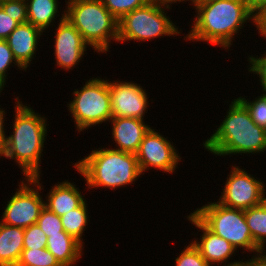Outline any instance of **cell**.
Segmentation results:
<instances>
[{
	"mask_svg": "<svg viewBox=\"0 0 266 266\" xmlns=\"http://www.w3.org/2000/svg\"><path fill=\"white\" fill-rule=\"evenodd\" d=\"M192 7L197 16H194L191 31L184 37L190 42L205 41L230 49L232 40L245 23L252 20L256 25V15L246 0H199Z\"/></svg>",
	"mask_w": 266,
	"mask_h": 266,
	"instance_id": "obj_1",
	"label": "cell"
},
{
	"mask_svg": "<svg viewBox=\"0 0 266 266\" xmlns=\"http://www.w3.org/2000/svg\"><path fill=\"white\" fill-rule=\"evenodd\" d=\"M13 132L6 136L0 157L12 159L25 178L41 175V156L47 136V118L15 97Z\"/></svg>",
	"mask_w": 266,
	"mask_h": 266,
	"instance_id": "obj_2",
	"label": "cell"
},
{
	"mask_svg": "<svg viewBox=\"0 0 266 266\" xmlns=\"http://www.w3.org/2000/svg\"><path fill=\"white\" fill-rule=\"evenodd\" d=\"M221 125L203 142V147L217 156L259 154L266 151V130L250 117L246 107L233 99Z\"/></svg>",
	"mask_w": 266,
	"mask_h": 266,
	"instance_id": "obj_3",
	"label": "cell"
},
{
	"mask_svg": "<svg viewBox=\"0 0 266 266\" xmlns=\"http://www.w3.org/2000/svg\"><path fill=\"white\" fill-rule=\"evenodd\" d=\"M73 165L90 189L115 190L132 185L142 175L136 154L113 148H96Z\"/></svg>",
	"mask_w": 266,
	"mask_h": 266,
	"instance_id": "obj_4",
	"label": "cell"
},
{
	"mask_svg": "<svg viewBox=\"0 0 266 266\" xmlns=\"http://www.w3.org/2000/svg\"><path fill=\"white\" fill-rule=\"evenodd\" d=\"M65 18L97 53H107L118 42V20L101 0H66Z\"/></svg>",
	"mask_w": 266,
	"mask_h": 266,
	"instance_id": "obj_5",
	"label": "cell"
},
{
	"mask_svg": "<svg viewBox=\"0 0 266 266\" xmlns=\"http://www.w3.org/2000/svg\"><path fill=\"white\" fill-rule=\"evenodd\" d=\"M193 214L213 233L230 242L235 248L254 252L252 258L262 256V250L254 243L244 217V210L230 208L217 202H208Z\"/></svg>",
	"mask_w": 266,
	"mask_h": 266,
	"instance_id": "obj_6",
	"label": "cell"
},
{
	"mask_svg": "<svg viewBox=\"0 0 266 266\" xmlns=\"http://www.w3.org/2000/svg\"><path fill=\"white\" fill-rule=\"evenodd\" d=\"M171 6L150 0L144 6L124 15L118 21V43L138 41L141 43L162 36H178L181 31L165 13Z\"/></svg>",
	"mask_w": 266,
	"mask_h": 266,
	"instance_id": "obj_7",
	"label": "cell"
},
{
	"mask_svg": "<svg viewBox=\"0 0 266 266\" xmlns=\"http://www.w3.org/2000/svg\"><path fill=\"white\" fill-rule=\"evenodd\" d=\"M93 77L82 88L73 91V100L68 103V111L80 133L92 126L107 123L113 117L108 80Z\"/></svg>",
	"mask_w": 266,
	"mask_h": 266,
	"instance_id": "obj_8",
	"label": "cell"
},
{
	"mask_svg": "<svg viewBox=\"0 0 266 266\" xmlns=\"http://www.w3.org/2000/svg\"><path fill=\"white\" fill-rule=\"evenodd\" d=\"M40 176L24 177V180H20L19 188L3 208V215L0 219L2 223L23 229L36 224L40 212L44 208V201L40 195L43 190Z\"/></svg>",
	"mask_w": 266,
	"mask_h": 266,
	"instance_id": "obj_9",
	"label": "cell"
},
{
	"mask_svg": "<svg viewBox=\"0 0 266 266\" xmlns=\"http://www.w3.org/2000/svg\"><path fill=\"white\" fill-rule=\"evenodd\" d=\"M229 176V177H228ZM218 202L224 206L247 210L266 200L265 185L262 180L247 173L239 166H231Z\"/></svg>",
	"mask_w": 266,
	"mask_h": 266,
	"instance_id": "obj_10",
	"label": "cell"
},
{
	"mask_svg": "<svg viewBox=\"0 0 266 266\" xmlns=\"http://www.w3.org/2000/svg\"><path fill=\"white\" fill-rule=\"evenodd\" d=\"M135 154L142 175L151 168L172 174L176 172V167L181 162V157L173 142L152 127L145 134Z\"/></svg>",
	"mask_w": 266,
	"mask_h": 266,
	"instance_id": "obj_11",
	"label": "cell"
},
{
	"mask_svg": "<svg viewBox=\"0 0 266 266\" xmlns=\"http://www.w3.org/2000/svg\"><path fill=\"white\" fill-rule=\"evenodd\" d=\"M113 117H131L144 120L149 100L145 89L134 81H109Z\"/></svg>",
	"mask_w": 266,
	"mask_h": 266,
	"instance_id": "obj_12",
	"label": "cell"
},
{
	"mask_svg": "<svg viewBox=\"0 0 266 266\" xmlns=\"http://www.w3.org/2000/svg\"><path fill=\"white\" fill-rule=\"evenodd\" d=\"M61 15L54 32L53 47L55 51L53 54L56 66L64 71H69L82 61L89 45L79 31L65 18V10Z\"/></svg>",
	"mask_w": 266,
	"mask_h": 266,
	"instance_id": "obj_13",
	"label": "cell"
},
{
	"mask_svg": "<svg viewBox=\"0 0 266 266\" xmlns=\"http://www.w3.org/2000/svg\"><path fill=\"white\" fill-rule=\"evenodd\" d=\"M186 217L193 226L202 230L203 234L200 235V241L194 238L195 240L191 242L210 266L216 264L218 266L221 264H224L222 266H242L245 264L246 259L229 262L230 258L235 256L236 248L224 238L210 231L193 213Z\"/></svg>",
	"mask_w": 266,
	"mask_h": 266,
	"instance_id": "obj_14",
	"label": "cell"
},
{
	"mask_svg": "<svg viewBox=\"0 0 266 266\" xmlns=\"http://www.w3.org/2000/svg\"><path fill=\"white\" fill-rule=\"evenodd\" d=\"M112 138L115 150L136 153L145 136L151 128L145 121L131 117H112Z\"/></svg>",
	"mask_w": 266,
	"mask_h": 266,
	"instance_id": "obj_15",
	"label": "cell"
},
{
	"mask_svg": "<svg viewBox=\"0 0 266 266\" xmlns=\"http://www.w3.org/2000/svg\"><path fill=\"white\" fill-rule=\"evenodd\" d=\"M43 31L30 23L19 24L6 41L18 64L26 71L37 51L38 41Z\"/></svg>",
	"mask_w": 266,
	"mask_h": 266,
	"instance_id": "obj_16",
	"label": "cell"
},
{
	"mask_svg": "<svg viewBox=\"0 0 266 266\" xmlns=\"http://www.w3.org/2000/svg\"><path fill=\"white\" fill-rule=\"evenodd\" d=\"M46 197L44 207L59 217L76 209L86 200L80 189L68 180L53 185Z\"/></svg>",
	"mask_w": 266,
	"mask_h": 266,
	"instance_id": "obj_17",
	"label": "cell"
},
{
	"mask_svg": "<svg viewBox=\"0 0 266 266\" xmlns=\"http://www.w3.org/2000/svg\"><path fill=\"white\" fill-rule=\"evenodd\" d=\"M47 250L62 266H73L83 255V245L65 231L47 237Z\"/></svg>",
	"mask_w": 266,
	"mask_h": 266,
	"instance_id": "obj_18",
	"label": "cell"
},
{
	"mask_svg": "<svg viewBox=\"0 0 266 266\" xmlns=\"http://www.w3.org/2000/svg\"><path fill=\"white\" fill-rule=\"evenodd\" d=\"M24 229L0 221V266H17L22 251Z\"/></svg>",
	"mask_w": 266,
	"mask_h": 266,
	"instance_id": "obj_19",
	"label": "cell"
},
{
	"mask_svg": "<svg viewBox=\"0 0 266 266\" xmlns=\"http://www.w3.org/2000/svg\"><path fill=\"white\" fill-rule=\"evenodd\" d=\"M27 2V22L41 29L43 32L57 18L59 13L58 0H26Z\"/></svg>",
	"mask_w": 266,
	"mask_h": 266,
	"instance_id": "obj_20",
	"label": "cell"
},
{
	"mask_svg": "<svg viewBox=\"0 0 266 266\" xmlns=\"http://www.w3.org/2000/svg\"><path fill=\"white\" fill-rule=\"evenodd\" d=\"M244 217L254 243L262 251H266V200L257 206L244 210Z\"/></svg>",
	"mask_w": 266,
	"mask_h": 266,
	"instance_id": "obj_21",
	"label": "cell"
},
{
	"mask_svg": "<svg viewBox=\"0 0 266 266\" xmlns=\"http://www.w3.org/2000/svg\"><path fill=\"white\" fill-rule=\"evenodd\" d=\"M87 201L85 200L79 207L70 212L65 213L60 217L64 231L69 235L73 236L76 240H78L83 246V235L88 225L89 213Z\"/></svg>",
	"mask_w": 266,
	"mask_h": 266,
	"instance_id": "obj_22",
	"label": "cell"
},
{
	"mask_svg": "<svg viewBox=\"0 0 266 266\" xmlns=\"http://www.w3.org/2000/svg\"><path fill=\"white\" fill-rule=\"evenodd\" d=\"M17 266H62L54 255L47 250L23 249Z\"/></svg>",
	"mask_w": 266,
	"mask_h": 266,
	"instance_id": "obj_23",
	"label": "cell"
},
{
	"mask_svg": "<svg viewBox=\"0 0 266 266\" xmlns=\"http://www.w3.org/2000/svg\"><path fill=\"white\" fill-rule=\"evenodd\" d=\"M257 97L252 101L246 99L245 96H240L237 99L246 107L251 119L266 130V92Z\"/></svg>",
	"mask_w": 266,
	"mask_h": 266,
	"instance_id": "obj_24",
	"label": "cell"
},
{
	"mask_svg": "<svg viewBox=\"0 0 266 266\" xmlns=\"http://www.w3.org/2000/svg\"><path fill=\"white\" fill-rule=\"evenodd\" d=\"M107 10L119 21L124 15L144 6L150 0H101Z\"/></svg>",
	"mask_w": 266,
	"mask_h": 266,
	"instance_id": "obj_25",
	"label": "cell"
},
{
	"mask_svg": "<svg viewBox=\"0 0 266 266\" xmlns=\"http://www.w3.org/2000/svg\"><path fill=\"white\" fill-rule=\"evenodd\" d=\"M36 224L44 231L47 237L64 231L60 217L46 207L41 210Z\"/></svg>",
	"mask_w": 266,
	"mask_h": 266,
	"instance_id": "obj_26",
	"label": "cell"
},
{
	"mask_svg": "<svg viewBox=\"0 0 266 266\" xmlns=\"http://www.w3.org/2000/svg\"><path fill=\"white\" fill-rule=\"evenodd\" d=\"M14 64L17 69L24 70L15 60L12 50L10 49L6 40H0V86L4 89L6 86V79L8 69Z\"/></svg>",
	"mask_w": 266,
	"mask_h": 266,
	"instance_id": "obj_27",
	"label": "cell"
},
{
	"mask_svg": "<svg viewBox=\"0 0 266 266\" xmlns=\"http://www.w3.org/2000/svg\"><path fill=\"white\" fill-rule=\"evenodd\" d=\"M189 243L175 258V266H210L193 243Z\"/></svg>",
	"mask_w": 266,
	"mask_h": 266,
	"instance_id": "obj_28",
	"label": "cell"
},
{
	"mask_svg": "<svg viewBox=\"0 0 266 266\" xmlns=\"http://www.w3.org/2000/svg\"><path fill=\"white\" fill-rule=\"evenodd\" d=\"M23 246L24 249H41L47 247V236L37 224H33L24 229Z\"/></svg>",
	"mask_w": 266,
	"mask_h": 266,
	"instance_id": "obj_29",
	"label": "cell"
},
{
	"mask_svg": "<svg viewBox=\"0 0 266 266\" xmlns=\"http://www.w3.org/2000/svg\"><path fill=\"white\" fill-rule=\"evenodd\" d=\"M0 6L20 24L27 23V2L26 0H2Z\"/></svg>",
	"mask_w": 266,
	"mask_h": 266,
	"instance_id": "obj_30",
	"label": "cell"
},
{
	"mask_svg": "<svg viewBox=\"0 0 266 266\" xmlns=\"http://www.w3.org/2000/svg\"><path fill=\"white\" fill-rule=\"evenodd\" d=\"M247 61H249L248 71L257 74V77L260 78L262 92H266V52L262 54V57L250 55Z\"/></svg>",
	"mask_w": 266,
	"mask_h": 266,
	"instance_id": "obj_31",
	"label": "cell"
},
{
	"mask_svg": "<svg viewBox=\"0 0 266 266\" xmlns=\"http://www.w3.org/2000/svg\"><path fill=\"white\" fill-rule=\"evenodd\" d=\"M19 24L10 14H6L0 6V40H6Z\"/></svg>",
	"mask_w": 266,
	"mask_h": 266,
	"instance_id": "obj_32",
	"label": "cell"
},
{
	"mask_svg": "<svg viewBox=\"0 0 266 266\" xmlns=\"http://www.w3.org/2000/svg\"><path fill=\"white\" fill-rule=\"evenodd\" d=\"M256 29L258 34L266 39V7L256 15Z\"/></svg>",
	"mask_w": 266,
	"mask_h": 266,
	"instance_id": "obj_33",
	"label": "cell"
},
{
	"mask_svg": "<svg viewBox=\"0 0 266 266\" xmlns=\"http://www.w3.org/2000/svg\"><path fill=\"white\" fill-rule=\"evenodd\" d=\"M1 94V93H0ZM5 110H3L1 107H0V153L2 152L3 148H4V145H5V142H6V133H5Z\"/></svg>",
	"mask_w": 266,
	"mask_h": 266,
	"instance_id": "obj_34",
	"label": "cell"
},
{
	"mask_svg": "<svg viewBox=\"0 0 266 266\" xmlns=\"http://www.w3.org/2000/svg\"><path fill=\"white\" fill-rule=\"evenodd\" d=\"M250 10L257 15L266 7V0H246Z\"/></svg>",
	"mask_w": 266,
	"mask_h": 266,
	"instance_id": "obj_35",
	"label": "cell"
},
{
	"mask_svg": "<svg viewBox=\"0 0 266 266\" xmlns=\"http://www.w3.org/2000/svg\"><path fill=\"white\" fill-rule=\"evenodd\" d=\"M246 266H266V260L263 257L248 258Z\"/></svg>",
	"mask_w": 266,
	"mask_h": 266,
	"instance_id": "obj_36",
	"label": "cell"
},
{
	"mask_svg": "<svg viewBox=\"0 0 266 266\" xmlns=\"http://www.w3.org/2000/svg\"><path fill=\"white\" fill-rule=\"evenodd\" d=\"M161 4H165V5H168V6H172V3H181V2H186V1H190V4H192V6L194 5L195 3V0H155Z\"/></svg>",
	"mask_w": 266,
	"mask_h": 266,
	"instance_id": "obj_37",
	"label": "cell"
},
{
	"mask_svg": "<svg viewBox=\"0 0 266 266\" xmlns=\"http://www.w3.org/2000/svg\"><path fill=\"white\" fill-rule=\"evenodd\" d=\"M261 257H263L266 260V252L265 251L262 252V256Z\"/></svg>",
	"mask_w": 266,
	"mask_h": 266,
	"instance_id": "obj_38",
	"label": "cell"
},
{
	"mask_svg": "<svg viewBox=\"0 0 266 266\" xmlns=\"http://www.w3.org/2000/svg\"><path fill=\"white\" fill-rule=\"evenodd\" d=\"M2 91H3V88L0 86V93H2Z\"/></svg>",
	"mask_w": 266,
	"mask_h": 266,
	"instance_id": "obj_39",
	"label": "cell"
}]
</instances>
